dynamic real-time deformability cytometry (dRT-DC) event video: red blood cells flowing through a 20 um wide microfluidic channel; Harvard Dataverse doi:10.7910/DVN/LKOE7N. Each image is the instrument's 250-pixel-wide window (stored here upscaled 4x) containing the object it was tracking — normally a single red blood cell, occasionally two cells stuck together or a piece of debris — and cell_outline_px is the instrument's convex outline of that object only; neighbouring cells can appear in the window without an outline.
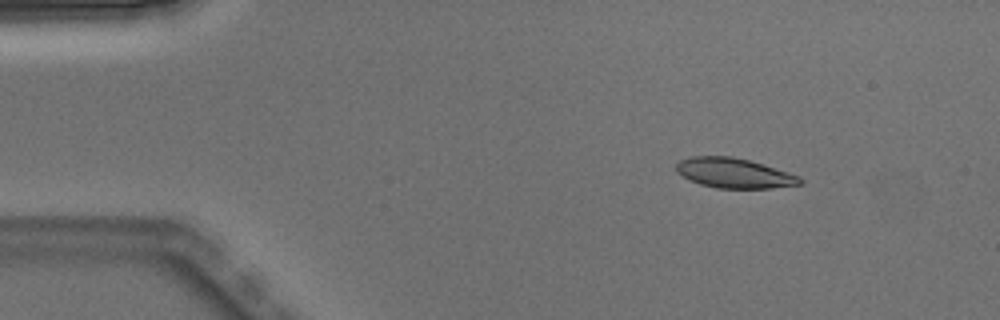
{"species": "Egyptian fruit bat (a non-hibernating species)", "species_latin": "Rousettus aegyptiacus", "temperature_condition": "warm", "stored_images_in_passage": 4, "camera_frame_rate_fps": 3000, "um_per_image_px": 0.085, "animal": {"sex": "male"}, "frame": {"image": 1, "passage_image": 2, "time_ms": 0.333, "image_size_px": [1000, 320], "cell_outline_px": [[804, 184], [772, 188], [716, 188], [700, 184], [676, 172], [676, 164], [680, 160], [688, 156], [732, 156], [764, 164], [800, 176], [804, 180]], "centroid_in_image_um": [62.43, 14.71], "position_along_channel_um": 22.6, "area_um2": 21.68}}